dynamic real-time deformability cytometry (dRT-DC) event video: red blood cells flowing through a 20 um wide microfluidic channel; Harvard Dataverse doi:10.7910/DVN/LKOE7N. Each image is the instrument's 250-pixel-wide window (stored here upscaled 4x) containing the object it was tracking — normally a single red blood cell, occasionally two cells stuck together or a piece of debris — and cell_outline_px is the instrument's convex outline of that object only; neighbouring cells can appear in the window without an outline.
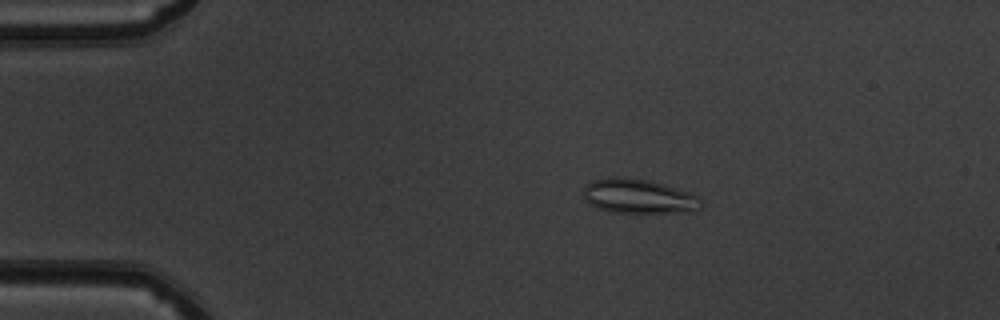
{"species": "common noctule bat (a hibernating species)", "species_latin": "Nyctalus noctula", "temperature_condition": "warm", "stored_images_in_passage": 50, "camera_frame_rate_fps": 3000, "um_per_image_px": 0.085, "animal": {"sex": "male", "body_mass_g": 19.5, "forearm_length_mm": 54.6}, "frame": {"image": 1, "passage_image": 9, "time_ms": 2.667, "image_size_px": [1000, 320], "cell_outline_px": [[704, 204], [700, 208], [692, 212], [608, 212], [596, 208], [588, 204], [584, 200], [584, 184], [592, 180], [612, 176], [620, 176], [648, 180], [688, 192], [700, 196]], "centroid_in_image_um": [54.25, 16.68], "position_along_channel_um": 30.8, "area_um2": 23.93}}
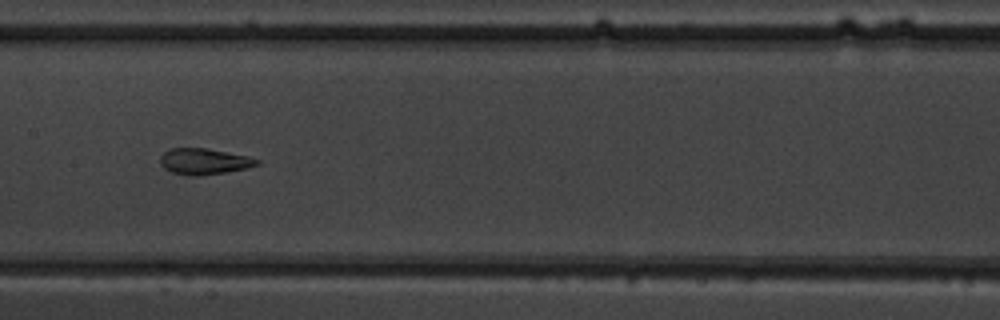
{"frame": {"image": 2, "passage_image": 25, "time_ms": 8.0, "image_size_px": [1000, 320], "cell_outline_px": [[260, 164], [248, 168], [224, 172], [196, 176], [188, 176], [172, 172], [164, 168], [160, 164], [160, 156], [164, 152], [172, 148], [208, 148], [248, 156], [260, 160]], "centroid_in_image_um": [17.35, 13.72], "position_along_channel_um": 190.0, "area_um2": 14.74}}
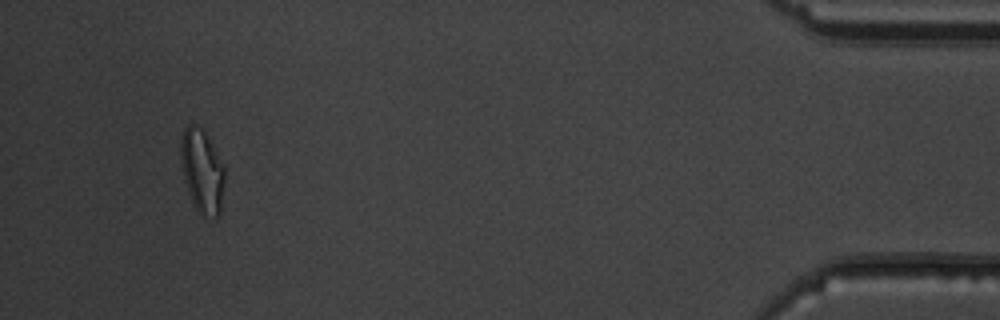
{"frame": {"image": 3, "passage_image": 47, "time_ms": 15.333, "image_size_px": [1000, 320], "cell_outline_px": [[224, 180], [220, 212], [216, 216], [200, 216], [188, 192], [184, 180], [180, 160], [180, 140], [184, 128], [188, 124], [192, 124], [200, 128], [208, 136], [224, 164]], "centroid_in_image_um": [17.16, 14.51], "position_along_channel_um": 418.0, "area_um2": 21.44}, "authors_computed_cell_mechanics": {"area_um2": 17.1377, "velocity_mm_per_s": 4.0439, "shape_relaxation_time_tau1_ms": null, "shape_relaxation_time_tau2_ms": 0.4423, "deformation_change_tau1": null, "deformation_change_tau2": 0.0733}}